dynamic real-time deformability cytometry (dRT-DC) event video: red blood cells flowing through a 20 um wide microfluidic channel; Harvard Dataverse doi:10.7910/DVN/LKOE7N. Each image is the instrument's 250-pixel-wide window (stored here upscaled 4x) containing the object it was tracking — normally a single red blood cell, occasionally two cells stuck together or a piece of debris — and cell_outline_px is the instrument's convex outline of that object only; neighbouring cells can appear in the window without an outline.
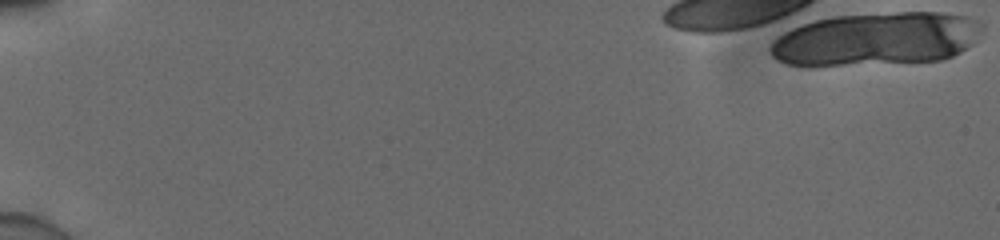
{"species": "human", "species_latin": "Homo sapiens", "temperature_condition": "cold", "stored_images_in_passage": 1, "camera_frame_rate_fps": 3000, "um_per_image_px": 0.085, "donor": {"sex": "male"}, "frame": {"image": 1, "passage_image": 1, "time_ms": 0.0, "image_size_px": [1000, 240], "cell_outline_px": [[972, 44], [960, 52], [952, 56], [940, 60], [844, 64], [788, 64], [772, 56], [768, 48], [780, 36], [804, 24], [816, 20], [836, 16], [900, 12], [936, 12], [964, 16]], "centroid_in_image_um": [74.31, 3.32], "position_along_channel_um": 10.7, "area_um2": 62.14}}